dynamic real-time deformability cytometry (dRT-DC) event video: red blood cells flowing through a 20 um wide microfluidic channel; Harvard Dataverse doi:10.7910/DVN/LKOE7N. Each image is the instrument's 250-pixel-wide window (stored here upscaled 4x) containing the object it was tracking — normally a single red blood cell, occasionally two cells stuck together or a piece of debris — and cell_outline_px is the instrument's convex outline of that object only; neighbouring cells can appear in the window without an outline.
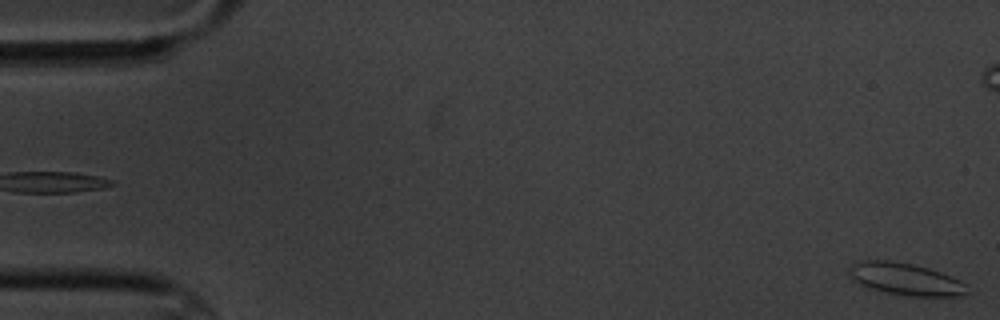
{"species": "common noctule bat (a hibernating species)", "species_latin": "Nyctalus noctula", "temperature_condition": "cold", "stored_images_in_passage": 5, "segment_of_instrument_passage": [2, 2], "camera_frame_rate_fps": 3000, "um_per_image_px": 0.085, "animal": {"sex": "male", "body_mass_g": 20.1, "forearm_length_mm": 53.5}, "frame": {"image": 1, "passage_image": 5, "time_ms": 4.667, "image_size_px": [1000, 320], "cell_outline_px": [[964, 292], [956, 296], [908, 296], [884, 292], [868, 288], [852, 280], [848, 276], [848, 268], [852, 264], [860, 260], [888, 260], [912, 264], [928, 268], [940, 272], [960, 280], [964, 284]], "centroid_in_image_um": [76.84, 23.71], "position_along_channel_um": 8.2, "area_um2": 21.96}}